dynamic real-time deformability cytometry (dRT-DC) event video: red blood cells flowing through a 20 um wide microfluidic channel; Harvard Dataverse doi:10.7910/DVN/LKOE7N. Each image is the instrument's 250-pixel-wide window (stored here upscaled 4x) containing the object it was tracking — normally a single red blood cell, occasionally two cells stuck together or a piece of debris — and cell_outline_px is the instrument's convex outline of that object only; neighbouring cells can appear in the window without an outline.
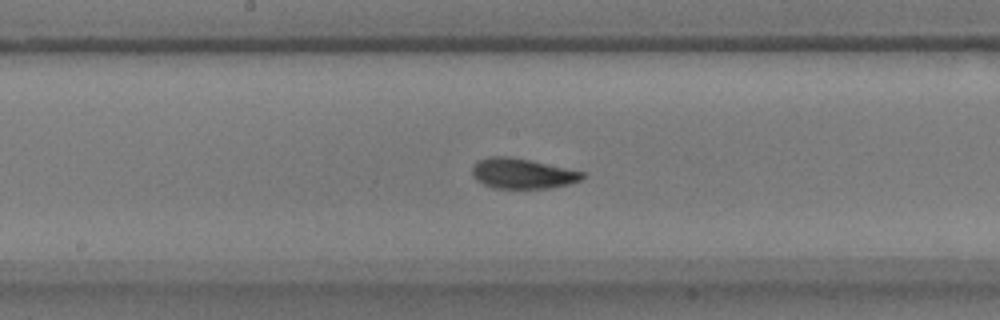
{"species": "common noctule bat (a hibernating species)", "species_latin": "Nyctalus noctula", "temperature_condition": "warm", "stored_images_in_passage": 57, "camera_frame_rate_fps": 3000, "um_per_image_px": 0.085, "animal": {"sex": "male", "body_mass_g": 17.9}, "frame": {"image": 1, "passage_image": 29, "time_ms": 9.333, "image_size_px": [1000, 320], "cell_outline_px": [[584, 176], [580, 180], [568, 184], [552, 188], [492, 188], [476, 180], [472, 176], [472, 168], [480, 160], [488, 156], [508, 156], [532, 160], [584, 172]], "centroid_in_image_um": [44.39, 14.75], "position_along_channel_um": 203.8, "area_um2": 19.42}}
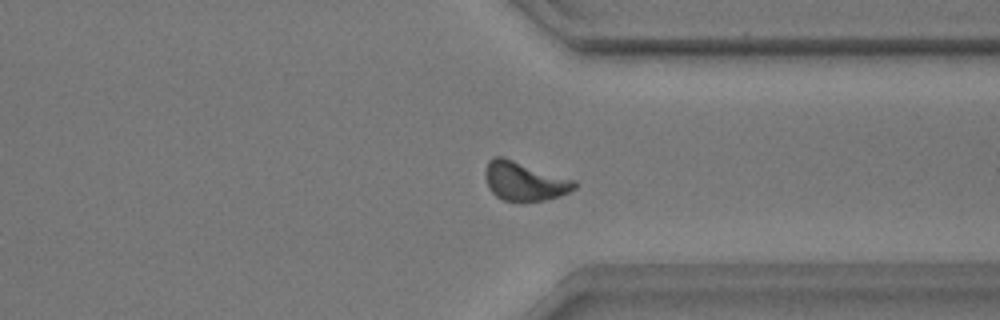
{"frame": {"image": 2, "passage_image": 43, "time_ms": 14.0, "image_size_px": [1000, 320], "cell_outline_px": [[576, 188], [560, 196], [544, 200], [504, 200], [496, 196], [488, 188], [484, 176], [484, 172], [488, 160], [496, 156], [504, 156], [576, 180]], "centroid_in_image_um": [44.56, 15.37], "position_along_channel_um": 366.8, "area_um2": 20.35}}
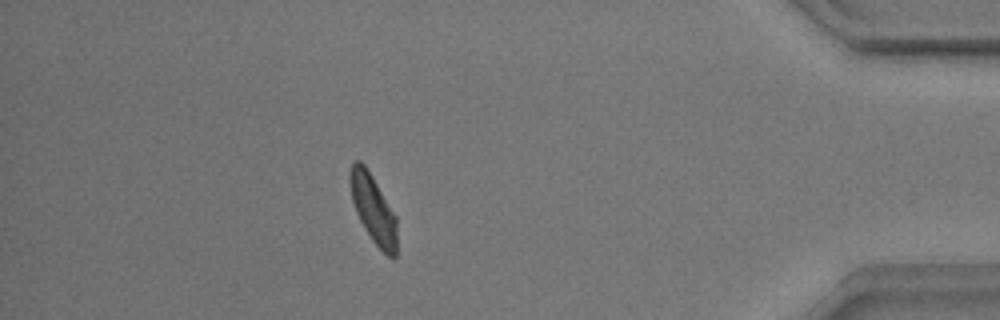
{"frame": {"image": 3, "passage_image": 50, "time_ms": 16.333, "image_size_px": [1000, 320], "cell_outline_px": [[396, 256], [392, 260], [372, 240], [364, 228], [356, 212], [352, 200], [348, 180], [348, 176], [352, 164], [356, 160], [360, 160], [364, 164], [372, 176], [396, 216]], "centroid_in_image_um": [31.7, 17.75], "position_along_channel_um": 403.5, "area_um2": 18.55}, "authors_computed_cell_mechanics": {"area_um2": 19.1318, "velocity_mm_per_s": 3.5167, "shape_relaxation_time_tau1_ms": 3.2745, "shape_relaxation_time_tau2_ms": 2.9407, "deformation_change_tau1": 0.1601, "deformation_change_tau2": 0.102}}